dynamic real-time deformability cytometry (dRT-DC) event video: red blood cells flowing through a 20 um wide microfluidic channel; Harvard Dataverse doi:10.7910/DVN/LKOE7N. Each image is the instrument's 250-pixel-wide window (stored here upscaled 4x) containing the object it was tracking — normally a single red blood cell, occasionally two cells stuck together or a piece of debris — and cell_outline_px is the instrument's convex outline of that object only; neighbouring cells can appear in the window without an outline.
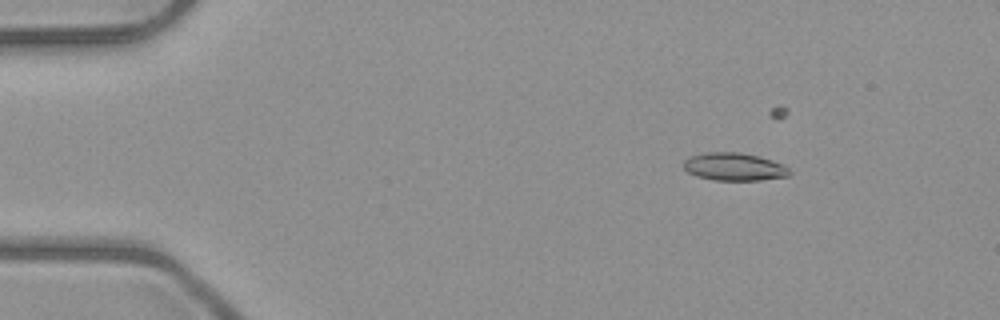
{"species": "common noctule bat (a hibernating species)", "species_latin": "Nyctalus noctula", "temperature_condition": "room temperature", "stored_images_in_passage": 4, "camera_frame_rate_fps": 3000, "um_per_image_px": 0.085, "animal": {"sex": "male", "body_mass_g": 23.1, "forearm_length_mm": 52.7}, "frame": {"image": 1, "passage_image": 2, "time_ms": 1.0, "image_size_px": [1000, 320], "cell_outline_px": [[792, 172], [788, 176], [760, 180], [712, 180], [696, 176], [688, 172], [684, 168], [684, 160], [692, 156], [704, 152], [740, 152], [760, 156], [772, 160], [788, 168]], "centroid_in_image_um": [62.4, 14.17], "position_along_channel_um": 22.6, "area_um2": 17.17}}